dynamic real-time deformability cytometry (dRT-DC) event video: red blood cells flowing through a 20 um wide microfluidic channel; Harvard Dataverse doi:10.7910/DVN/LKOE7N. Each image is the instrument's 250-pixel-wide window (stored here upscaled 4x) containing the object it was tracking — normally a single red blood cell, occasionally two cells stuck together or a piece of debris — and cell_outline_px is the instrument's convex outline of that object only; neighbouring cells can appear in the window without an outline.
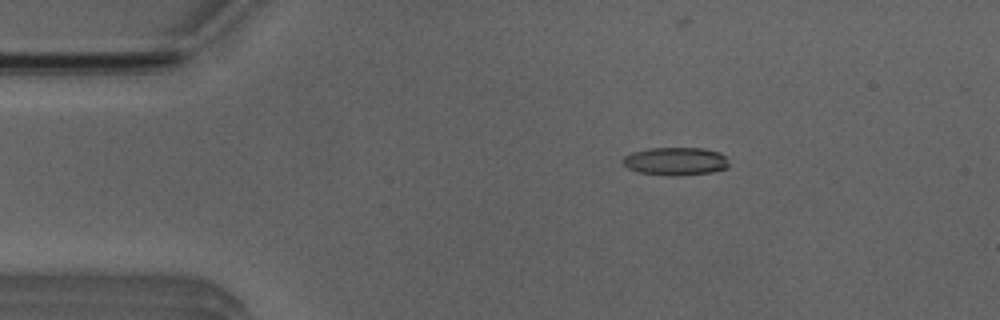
{"species": "Egyptian fruit bat (a non-hibernating species)", "species_latin": "Rousettus aegyptiacus", "temperature_condition": "room temperature", "stored_images_in_passage": 5, "camera_frame_rate_fps": 3000, "um_per_image_px": 0.085, "animal": {"sex": "male"}, "frame": {"image": 1, "passage_image": 3, "time_ms": 2.333, "image_size_px": [1000, 320], "cell_outline_px": [[728, 168], [712, 172], [676, 176], [668, 176], [636, 172], [628, 168], [620, 160], [624, 156], [632, 152], [648, 148], [704, 148], [720, 152], [724, 156], [728, 164]], "centroid_in_image_um": [57.39, 13.71], "position_along_channel_um": 27.6, "area_um2": 17.51}}